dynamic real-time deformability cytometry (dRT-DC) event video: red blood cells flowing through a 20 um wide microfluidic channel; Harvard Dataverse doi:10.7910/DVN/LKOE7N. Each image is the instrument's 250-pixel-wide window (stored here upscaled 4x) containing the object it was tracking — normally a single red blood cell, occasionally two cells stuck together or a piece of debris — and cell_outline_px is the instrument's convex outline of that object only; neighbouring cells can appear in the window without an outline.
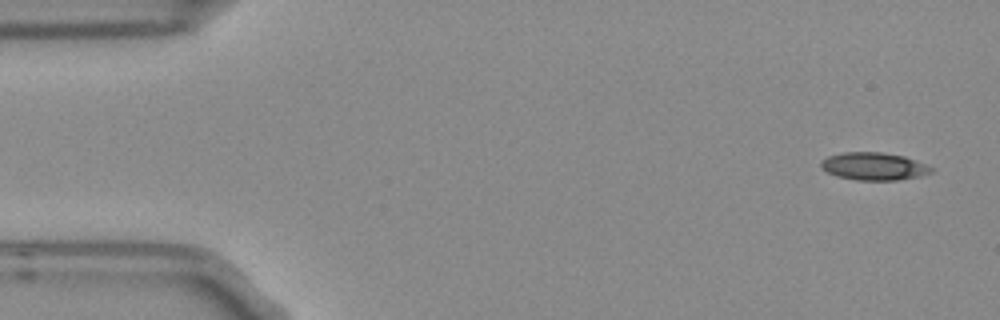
{"species": "Egyptian fruit bat (a non-hibernating species)", "species_latin": "Rousettus aegyptiacus", "temperature_condition": "room temperature", "stored_images_in_passage": 4, "camera_frame_rate_fps": 3000, "um_per_image_px": 0.085, "frame": {"image": 1, "passage_image": 1, "time_ms": 0.0, "image_size_px": [1000, 320], "cell_outline_px": [[932, 172], [920, 176], [896, 180], [856, 180], [836, 176], [820, 168], [820, 160], [828, 156], [844, 152], [884, 152], [904, 156], [924, 164], [932, 168]], "centroid_in_image_um": [74.22, 14.13], "position_along_channel_um": 10.8, "area_um2": 17.74}}
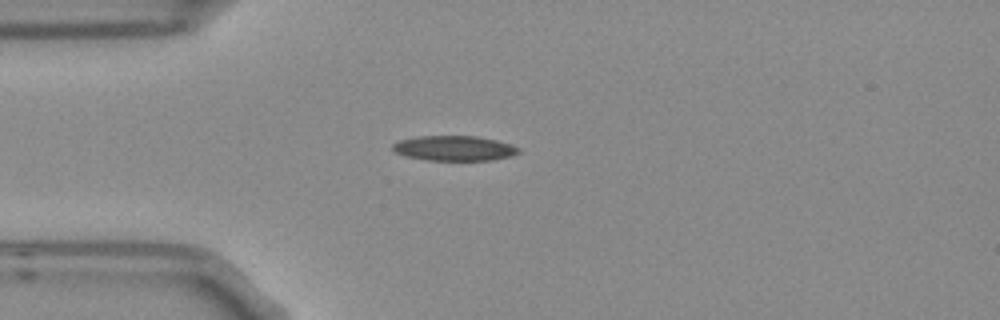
{"frame": {"image": 2, "passage_image": 4, "time_ms": 1.0, "image_size_px": [1000, 320], "cell_outline_px": [[520, 152], [512, 156], [492, 160], [428, 160], [408, 156], [396, 152], [392, 148], [392, 144], [400, 140], [420, 136], [476, 136], [496, 140], [512, 144], [520, 148]], "centroid_in_image_um": [38.67, 12.6], "position_along_channel_um": 46.3, "area_um2": 18.26}}